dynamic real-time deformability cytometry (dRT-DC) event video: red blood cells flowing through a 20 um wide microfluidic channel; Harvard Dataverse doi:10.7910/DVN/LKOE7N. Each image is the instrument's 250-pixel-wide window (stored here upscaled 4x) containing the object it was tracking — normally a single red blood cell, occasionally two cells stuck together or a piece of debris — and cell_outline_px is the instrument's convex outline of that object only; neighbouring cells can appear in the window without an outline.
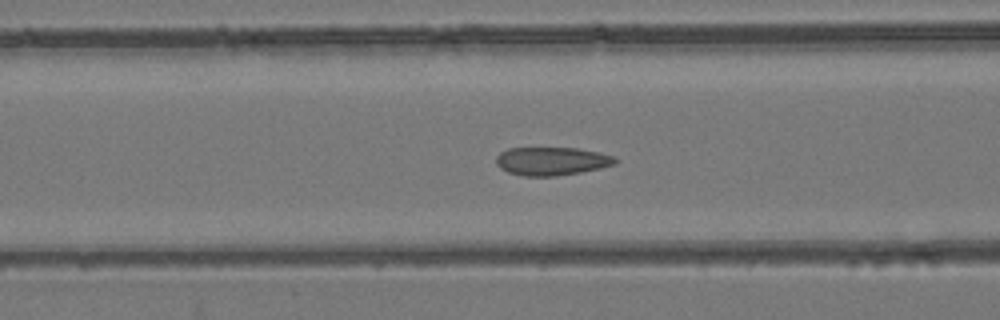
{"species": "common noctule bat (a hibernating species)", "species_latin": "Nyctalus noctula", "temperature_condition": "room temperature", "stored_images_in_passage": 54, "camera_frame_rate_fps": 3000, "um_per_image_px": 0.085, "animal": {"sex": "female", "body_mass_g": 24.6, "forearm_length_mm": 56.2}, "frame": {"image": 1, "passage_image": 22, "time_ms": 7.0, "image_size_px": [1000, 320], "cell_outline_px": [[620, 160], [616, 164], [600, 168], [580, 172], [556, 176], [524, 176], [508, 172], [500, 168], [496, 164], [496, 156], [500, 152], [508, 148], [576, 148], [600, 152], [616, 156]], "centroid_in_image_um": [46.93, 13.69], "position_along_channel_um": 119.7, "area_um2": 19.83}}
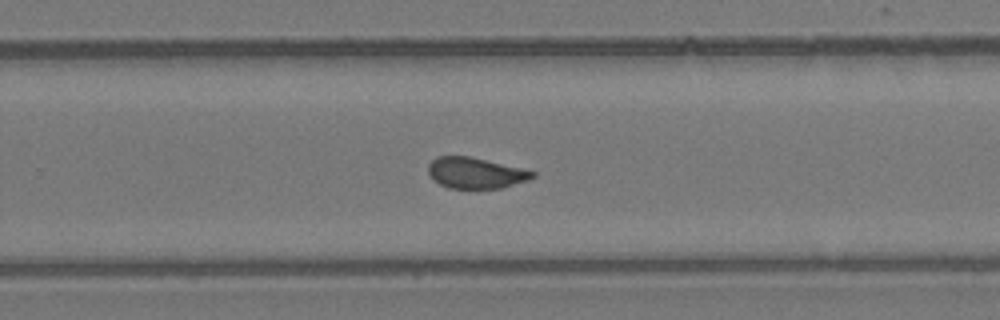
{"frame": {"image": 2, "passage_image": 35, "time_ms": 11.333, "image_size_px": [1000, 320], "cell_outline_px": [[536, 176], [528, 180], [500, 188], [448, 188], [432, 180], [428, 172], [428, 164], [436, 156], [468, 156], [520, 168], [536, 172]], "centroid_in_image_um": [40.38, 14.7], "position_along_channel_um": 289.4, "area_um2": 18.67}}
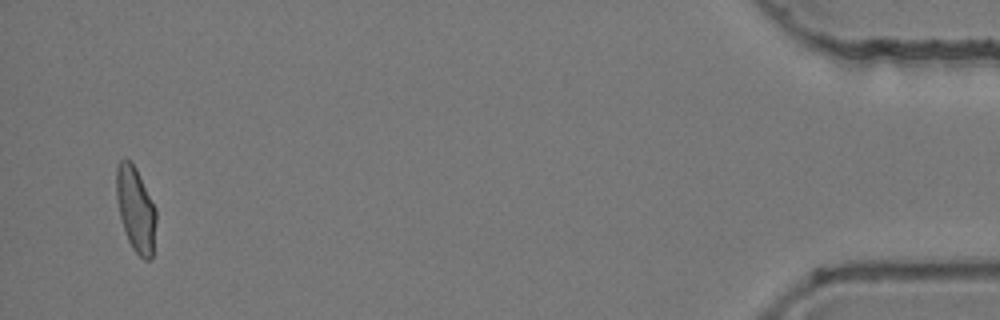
{"frame": {"image": 3, "passage_image": 52, "time_ms": 17.0, "image_size_px": [1000, 320], "cell_outline_px": [[156, 220], [152, 260], [144, 260], [132, 248], [128, 240], [120, 216], [116, 196], [116, 168], [120, 160], [128, 160], [136, 168], [156, 208]], "centroid_in_image_um": [11.54, 17.81], "position_along_channel_um": 423.7, "area_um2": 19.54}, "authors_computed_cell_mechanics": {"area_um2": 19.9988, "velocity_mm_per_s": 3.9215, "shape_relaxation_time_tau1_ms": null, "shape_relaxation_time_tau2_ms": 1.0868, "deformation_change_tau1": null, "deformation_change_tau2": 0.0566}}